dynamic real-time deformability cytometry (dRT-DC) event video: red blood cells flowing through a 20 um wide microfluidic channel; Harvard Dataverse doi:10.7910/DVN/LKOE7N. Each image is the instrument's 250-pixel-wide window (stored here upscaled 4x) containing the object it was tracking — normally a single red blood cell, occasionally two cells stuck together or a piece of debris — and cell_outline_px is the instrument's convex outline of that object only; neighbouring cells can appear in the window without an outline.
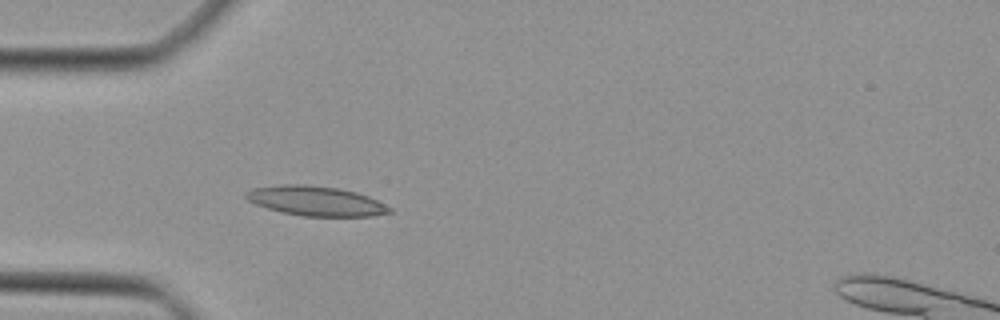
{"species": "Egyptian fruit bat (a non-hibernating species)", "species_latin": "Rousettus aegyptiacus", "temperature_condition": "cold", "stored_images_in_passage": 45, "camera_frame_rate_fps": 3000, "um_per_image_px": 0.085, "animal": {"sex": "female"}, "frame": {"image": 1, "passage_image": 12, "time_ms": 3.667, "image_size_px": [1000, 320], "cell_outline_px": [[392, 212], [372, 216], [300, 216], [268, 208], [256, 204], [248, 200], [244, 196], [244, 192], [252, 188], [284, 184], [304, 184], [336, 188], [356, 192], [368, 196], [392, 208]], "centroid_in_image_um": [26.83, 17.08], "position_along_channel_um": 58.2, "area_um2": 24.68}}
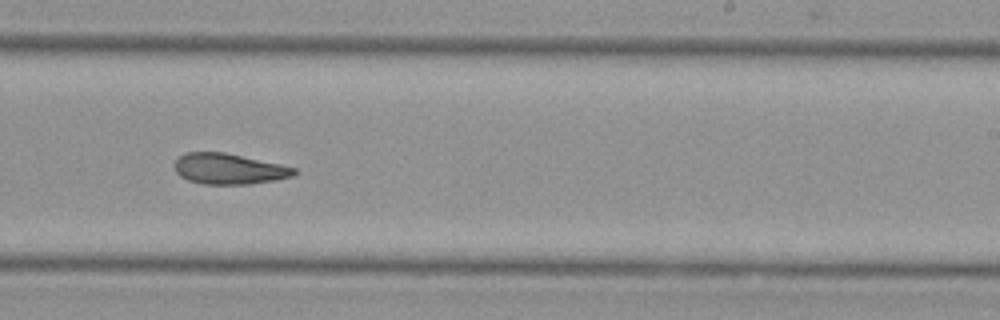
{"frame": {"image": 2, "passage_image": 27, "time_ms": 8.667, "image_size_px": [1000, 320], "cell_outline_px": [[300, 172], [296, 176], [276, 180], [248, 184], [204, 184], [188, 180], [180, 176], [176, 172], [172, 164], [176, 156], [184, 152], [224, 152], [280, 164], [296, 168]], "centroid_in_image_um": [19.44, 14.35], "position_along_channel_um": 269.6, "area_um2": 21.79}}
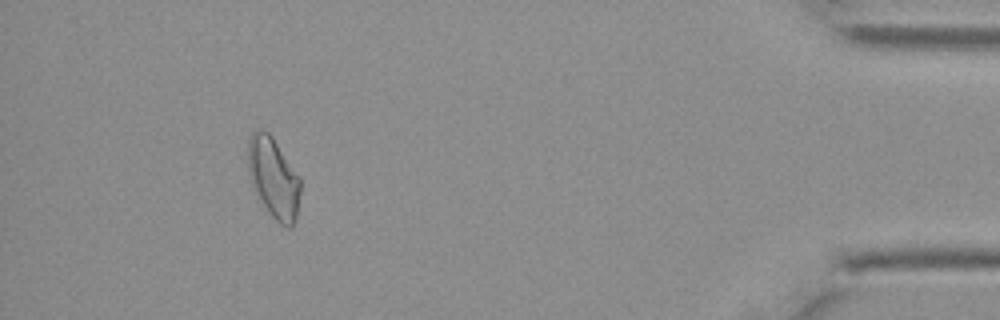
{"frame": {"image": 3, "passage_image": 41, "time_ms": 13.333, "image_size_px": [1000, 320], "cell_outline_px": [[300, 192], [296, 216], [292, 228], [284, 228], [268, 212], [252, 188], [248, 172], [248, 136], [252, 132], [260, 128], [268, 132], [272, 136], [300, 176]], "centroid_in_image_um": [23.23, 15.11], "position_along_channel_um": 412.0, "area_um2": 24.91}}